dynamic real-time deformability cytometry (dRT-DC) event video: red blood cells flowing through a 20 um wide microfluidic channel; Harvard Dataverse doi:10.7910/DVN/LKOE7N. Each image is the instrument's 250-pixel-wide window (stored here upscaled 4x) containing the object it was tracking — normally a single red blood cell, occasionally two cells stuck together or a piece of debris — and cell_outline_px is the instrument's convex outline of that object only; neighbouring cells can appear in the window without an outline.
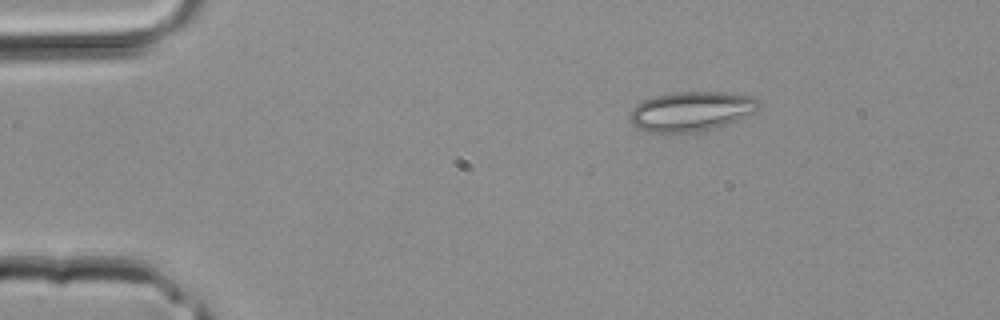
{"species": "common noctule bat (a hibernating species)", "species_latin": "Nyctalus noctula", "temperature_condition": "room temperature", "stored_images_in_passage": 33, "camera_frame_rate_fps": 3000, "um_per_image_px": 0.085, "animal": {"sex": "male", "body_mass_g": 20.4}, "frame": {"image": 1, "passage_image": 1, "time_ms": 0.0, "image_size_px": [1000, 320], "cell_outline_px": [[760, 108], [752, 112], [724, 124], [700, 132], [668, 136], [648, 132], [636, 128], [628, 120], [628, 112], [636, 104], [652, 96], [676, 92], [724, 92], [752, 96], [760, 100]], "centroid_in_image_um": [58.64, 9.5], "position_along_channel_um": 26.4, "area_um2": 30.52}}
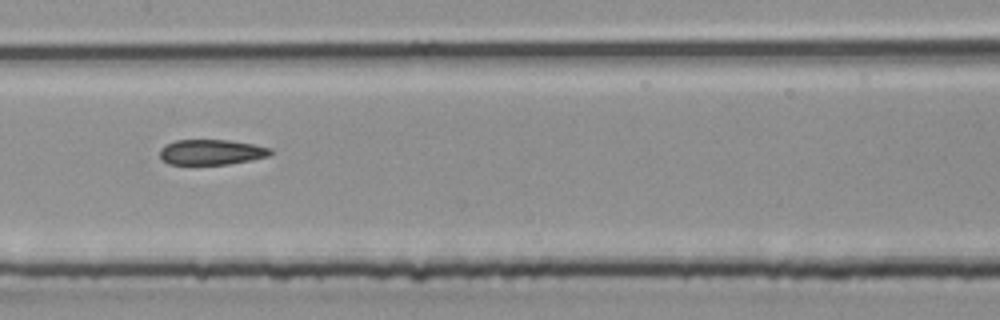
{"frame": {"image": 2, "passage_image": 14, "time_ms": 4.333, "image_size_px": [1000, 320], "cell_outline_px": [[272, 152], [268, 156], [252, 160], [228, 164], [168, 164], [160, 160], [160, 148], [176, 140], [228, 140], [252, 144], [272, 148]], "centroid_in_image_um": [17.96, 12.93], "position_along_channel_um": 189.4, "area_um2": 16.3}}
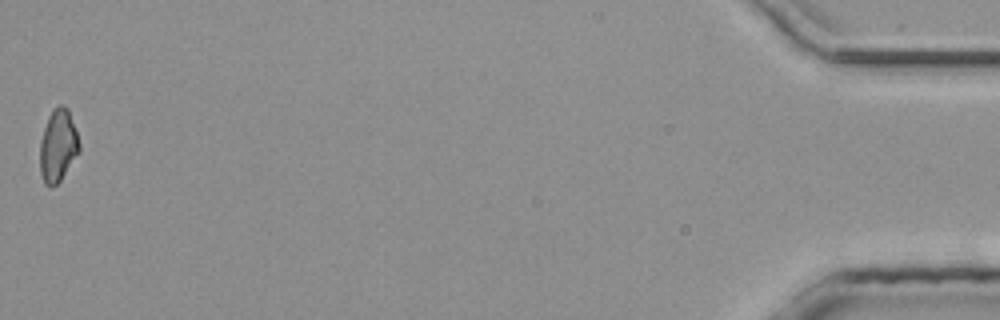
{"frame": {"image": 3, "passage_image": 33, "time_ms": 10.667, "image_size_px": [1000, 320], "cell_outline_px": [[80, 152], [60, 180], [52, 188], [44, 184], [40, 172], [40, 140], [48, 116], [52, 108], [56, 104], [60, 104], [68, 108], [80, 144]], "centroid_in_image_um": [4.92, 12.37], "position_along_channel_um": 430.3, "area_um2": 16.76}}